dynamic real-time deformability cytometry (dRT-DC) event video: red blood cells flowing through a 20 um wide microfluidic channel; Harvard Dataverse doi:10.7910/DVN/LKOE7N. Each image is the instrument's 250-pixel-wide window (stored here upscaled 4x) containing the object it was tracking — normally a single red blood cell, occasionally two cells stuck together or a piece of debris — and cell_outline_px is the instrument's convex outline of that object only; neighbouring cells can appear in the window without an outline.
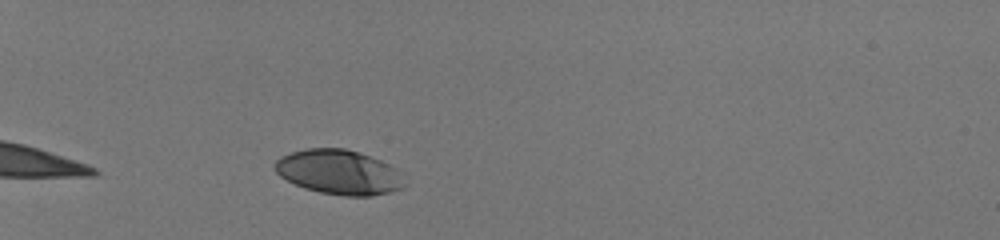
{"species": "human", "species_latin": "Homo sapiens", "temperature_condition": "room temperature", "stored_images_in_passage": 36, "camera_frame_rate_fps": 3000, "um_per_image_px": 0.085, "donor": {"sex": "male"}, "frame": {"image": 1, "passage_image": 1, "time_ms": 0.0, "image_size_px": [1000, 240], "cell_outline_px": [[408, 184], [400, 188], [388, 192], [372, 196], [344, 196], [320, 192], [304, 188], [280, 176], [272, 168], [272, 164], [280, 156], [292, 152], [308, 148], [344, 148], [360, 152], [380, 160], [396, 168], [400, 172]], "centroid_in_image_um": [28.81, 14.63], "position_along_channel_um": 56.2, "area_um2": 33.93}}
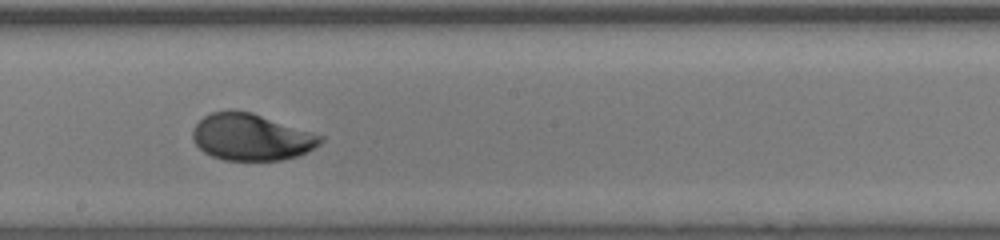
{"frame": {"image": 2, "passage_image": 17, "time_ms": 5.333, "image_size_px": [1000, 240], "cell_outline_px": [[324, 140], [320, 144], [308, 152], [296, 156], [280, 160], [224, 160], [212, 156], [204, 152], [192, 140], [192, 128], [204, 116], [212, 112], [232, 108], [252, 112], [324, 136]], "centroid_in_image_um": [21.34, 11.63], "position_along_channel_um": 226.9, "area_um2": 35.08}}
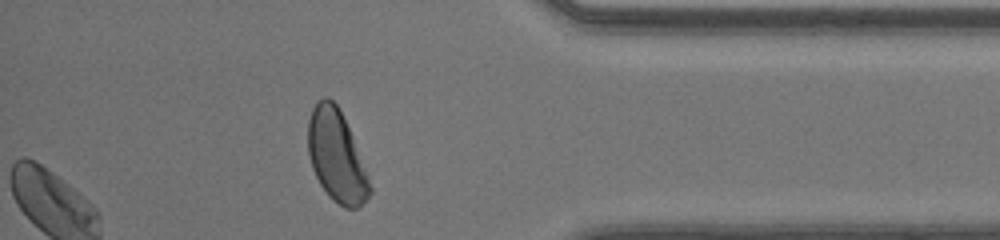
{"frame": {"image": 3, "passage_image": 31, "time_ms": 10.0, "image_size_px": [1000, 240], "cell_outline_px": [[372, 192], [356, 208], [344, 208], [332, 200], [328, 196], [320, 184], [312, 168], [308, 156], [308, 120], [312, 108], [324, 96], [328, 96], [336, 104], [352, 136], [372, 188]], "centroid_in_image_um": [28.57, 13.28], "position_along_channel_um": 406.6, "area_um2": 32.43}, "authors_computed_cell_mechanics": {"area_um2": 34.5933, "velocity_mm_per_s": 4.0951, "shape_relaxation_time_tau1_ms": 2.7326, "shape_relaxation_time_tau2_ms": null, "deformation_change_tau1": 0.1699, "deformation_change_tau2": null}}